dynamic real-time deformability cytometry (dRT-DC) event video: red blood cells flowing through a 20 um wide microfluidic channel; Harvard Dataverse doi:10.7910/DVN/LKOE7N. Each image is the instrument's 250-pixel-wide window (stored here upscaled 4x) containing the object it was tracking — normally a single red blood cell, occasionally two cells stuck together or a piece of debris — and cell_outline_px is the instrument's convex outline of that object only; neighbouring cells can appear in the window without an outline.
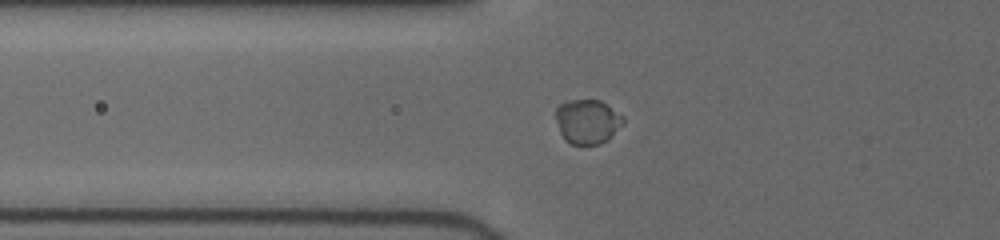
{"species": "human", "species_latin": "Homo sapiens", "temperature_condition": "cold", "stored_images_in_passage": 66, "camera_frame_rate_fps": 3000, "um_per_image_px": 0.085, "donor": {"sex": "female"}, "frame": {"image": 1, "passage_image": 21, "time_ms": 4.667, "image_size_px": [1000, 240], "cell_outline_px": [[624, 124], [608, 140], [600, 144], [572, 144], [564, 140], [560, 132], [556, 120], [556, 108], [560, 104], [568, 100], [600, 100], [624, 116]], "centroid_in_image_um": [49.95, 10.33], "position_along_channel_um": 75.9, "area_um2": 17.57}}
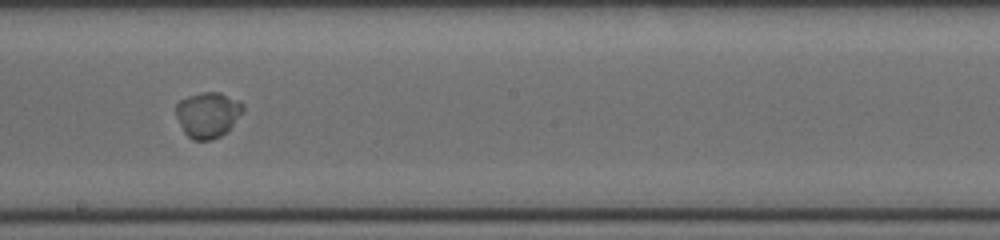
{"frame": {"image": 2, "passage_image": 39, "time_ms": 8.667, "image_size_px": [1000, 240], "cell_outline_px": [[244, 112], [220, 136], [212, 140], [192, 140], [184, 132], [176, 116], [176, 104], [180, 100], [188, 96], [200, 92], [220, 92], [240, 100], [244, 104]], "centroid_in_image_um": [17.67, 9.73], "position_along_channel_um": 230.5, "area_um2": 17.86}}
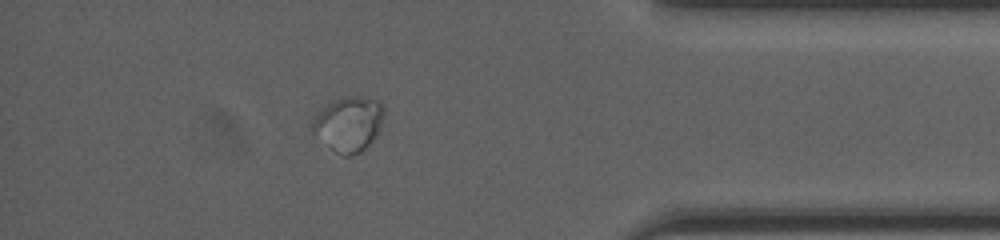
{"frame": {"image": 3, "passage_image": 59, "time_ms": 13.667, "image_size_px": [1000, 240], "cell_outline_px": [[384, 112], [380, 128], [376, 136], [360, 152], [348, 156], [344, 156], [336, 152], [312, 132], [312, 124], [316, 116], [328, 104], [344, 96], [368, 96], [384, 104]], "centroid_in_image_um": [29.68, 10.51], "position_along_channel_um": 405.5, "area_um2": 22.54}}